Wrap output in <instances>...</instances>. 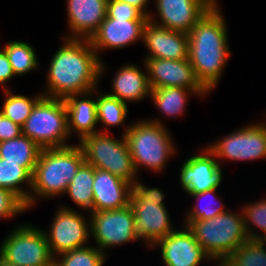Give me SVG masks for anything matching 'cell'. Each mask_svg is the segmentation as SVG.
<instances>
[{
	"instance_id": "4316f807",
	"label": "cell",
	"mask_w": 266,
	"mask_h": 266,
	"mask_svg": "<svg viewBox=\"0 0 266 266\" xmlns=\"http://www.w3.org/2000/svg\"><path fill=\"white\" fill-rule=\"evenodd\" d=\"M25 186H23V185ZM0 188L10 190L26 206L32 188V175L19 163L5 162L0 158Z\"/></svg>"
},
{
	"instance_id": "7402d4cb",
	"label": "cell",
	"mask_w": 266,
	"mask_h": 266,
	"mask_svg": "<svg viewBox=\"0 0 266 266\" xmlns=\"http://www.w3.org/2000/svg\"><path fill=\"white\" fill-rule=\"evenodd\" d=\"M142 66L144 71L131 62L118 68L111 81L112 92L107 94L124 103L138 102L150 97L146 66L144 63Z\"/></svg>"
},
{
	"instance_id": "f546056e",
	"label": "cell",
	"mask_w": 266,
	"mask_h": 266,
	"mask_svg": "<svg viewBox=\"0 0 266 266\" xmlns=\"http://www.w3.org/2000/svg\"><path fill=\"white\" fill-rule=\"evenodd\" d=\"M216 190L211 189L197 194H188L189 197L194 198L196 201L193 207L191 206L186 211L184 220H206L225 213L228 210L225 208L227 205L221 202L222 199L216 194Z\"/></svg>"
},
{
	"instance_id": "ab89813d",
	"label": "cell",
	"mask_w": 266,
	"mask_h": 266,
	"mask_svg": "<svg viewBox=\"0 0 266 266\" xmlns=\"http://www.w3.org/2000/svg\"><path fill=\"white\" fill-rule=\"evenodd\" d=\"M259 240L266 243V233Z\"/></svg>"
},
{
	"instance_id": "4dcf8cb0",
	"label": "cell",
	"mask_w": 266,
	"mask_h": 266,
	"mask_svg": "<svg viewBox=\"0 0 266 266\" xmlns=\"http://www.w3.org/2000/svg\"><path fill=\"white\" fill-rule=\"evenodd\" d=\"M219 266H266V243L248 239Z\"/></svg>"
},
{
	"instance_id": "2e32d148",
	"label": "cell",
	"mask_w": 266,
	"mask_h": 266,
	"mask_svg": "<svg viewBox=\"0 0 266 266\" xmlns=\"http://www.w3.org/2000/svg\"><path fill=\"white\" fill-rule=\"evenodd\" d=\"M166 237L158 240L150 249L160 248L165 266H199L202 262H212L204 249L196 241L191 230L184 224Z\"/></svg>"
},
{
	"instance_id": "d6a6232c",
	"label": "cell",
	"mask_w": 266,
	"mask_h": 266,
	"mask_svg": "<svg viewBox=\"0 0 266 266\" xmlns=\"http://www.w3.org/2000/svg\"><path fill=\"white\" fill-rule=\"evenodd\" d=\"M242 205L241 210L249 239H260L266 233V197ZM255 229L259 231L256 232Z\"/></svg>"
},
{
	"instance_id": "484cf974",
	"label": "cell",
	"mask_w": 266,
	"mask_h": 266,
	"mask_svg": "<svg viewBox=\"0 0 266 266\" xmlns=\"http://www.w3.org/2000/svg\"><path fill=\"white\" fill-rule=\"evenodd\" d=\"M95 167L84 162L77 170L72 181L68 185L65 196H69L72 202L87 213L93 212V181Z\"/></svg>"
},
{
	"instance_id": "603a6c76",
	"label": "cell",
	"mask_w": 266,
	"mask_h": 266,
	"mask_svg": "<svg viewBox=\"0 0 266 266\" xmlns=\"http://www.w3.org/2000/svg\"><path fill=\"white\" fill-rule=\"evenodd\" d=\"M198 96L194 91L182 87H162L150 90V100L161 114V118H149L150 122L166 125L165 118L182 117L188 106L190 96ZM164 116L165 118H163ZM163 118V120H162ZM161 119V120H160ZM165 123V124H164Z\"/></svg>"
},
{
	"instance_id": "ffe728a7",
	"label": "cell",
	"mask_w": 266,
	"mask_h": 266,
	"mask_svg": "<svg viewBox=\"0 0 266 266\" xmlns=\"http://www.w3.org/2000/svg\"><path fill=\"white\" fill-rule=\"evenodd\" d=\"M93 211L116 210L129 205L132 184L112 173L95 168Z\"/></svg>"
},
{
	"instance_id": "d6986e66",
	"label": "cell",
	"mask_w": 266,
	"mask_h": 266,
	"mask_svg": "<svg viewBox=\"0 0 266 266\" xmlns=\"http://www.w3.org/2000/svg\"><path fill=\"white\" fill-rule=\"evenodd\" d=\"M149 52L144 59H188V34L170 29L147 21L143 30V42Z\"/></svg>"
},
{
	"instance_id": "74e56055",
	"label": "cell",
	"mask_w": 266,
	"mask_h": 266,
	"mask_svg": "<svg viewBox=\"0 0 266 266\" xmlns=\"http://www.w3.org/2000/svg\"><path fill=\"white\" fill-rule=\"evenodd\" d=\"M13 77H16V76L12 70L11 64L8 60L5 50L1 47L0 48V87H1V90L10 89L7 86V84H9V81L12 80Z\"/></svg>"
},
{
	"instance_id": "836d02e7",
	"label": "cell",
	"mask_w": 266,
	"mask_h": 266,
	"mask_svg": "<svg viewBox=\"0 0 266 266\" xmlns=\"http://www.w3.org/2000/svg\"><path fill=\"white\" fill-rule=\"evenodd\" d=\"M25 204L10 190L0 188V220L27 212Z\"/></svg>"
},
{
	"instance_id": "44dd1931",
	"label": "cell",
	"mask_w": 266,
	"mask_h": 266,
	"mask_svg": "<svg viewBox=\"0 0 266 266\" xmlns=\"http://www.w3.org/2000/svg\"><path fill=\"white\" fill-rule=\"evenodd\" d=\"M94 97V99H93ZM67 109L68 132L77 140L99 132L97 127L96 89L83 94L70 95L63 99Z\"/></svg>"
},
{
	"instance_id": "52a82bcc",
	"label": "cell",
	"mask_w": 266,
	"mask_h": 266,
	"mask_svg": "<svg viewBox=\"0 0 266 266\" xmlns=\"http://www.w3.org/2000/svg\"><path fill=\"white\" fill-rule=\"evenodd\" d=\"M110 134L96 132L78 141L85 162L133 184L140 176L134 167L126 136L121 134L118 139Z\"/></svg>"
},
{
	"instance_id": "cb8c5ba5",
	"label": "cell",
	"mask_w": 266,
	"mask_h": 266,
	"mask_svg": "<svg viewBox=\"0 0 266 266\" xmlns=\"http://www.w3.org/2000/svg\"><path fill=\"white\" fill-rule=\"evenodd\" d=\"M41 149L34 141L21 134L0 142V158L5 159V162L19 163L33 175Z\"/></svg>"
},
{
	"instance_id": "e575fe53",
	"label": "cell",
	"mask_w": 266,
	"mask_h": 266,
	"mask_svg": "<svg viewBox=\"0 0 266 266\" xmlns=\"http://www.w3.org/2000/svg\"><path fill=\"white\" fill-rule=\"evenodd\" d=\"M107 17L111 19H148L138 8L118 0H108Z\"/></svg>"
},
{
	"instance_id": "ba28073f",
	"label": "cell",
	"mask_w": 266,
	"mask_h": 266,
	"mask_svg": "<svg viewBox=\"0 0 266 266\" xmlns=\"http://www.w3.org/2000/svg\"><path fill=\"white\" fill-rule=\"evenodd\" d=\"M3 266H53L54 257L39 226L19 223L0 243Z\"/></svg>"
},
{
	"instance_id": "277c9868",
	"label": "cell",
	"mask_w": 266,
	"mask_h": 266,
	"mask_svg": "<svg viewBox=\"0 0 266 266\" xmlns=\"http://www.w3.org/2000/svg\"><path fill=\"white\" fill-rule=\"evenodd\" d=\"M216 215L206 220H184L196 241L216 266L224 262L234 250L249 239L243 212L240 210Z\"/></svg>"
},
{
	"instance_id": "9a60e30c",
	"label": "cell",
	"mask_w": 266,
	"mask_h": 266,
	"mask_svg": "<svg viewBox=\"0 0 266 266\" xmlns=\"http://www.w3.org/2000/svg\"><path fill=\"white\" fill-rule=\"evenodd\" d=\"M146 66L150 89L162 87H182L194 91L200 98L210 93L196 77L189 59H143Z\"/></svg>"
},
{
	"instance_id": "d590c367",
	"label": "cell",
	"mask_w": 266,
	"mask_h": 266,
	"mask_svg": "<svg viewBox=\"0 0 266 266\" xmlns=\"http://www.w3.org/2000/svg\"><path fill=\"white\" fill-rule=\"evenodd\" d=\"M139 181V178L132 184V193L139 200L164 201L166 194L159 187L150 188Z\"/></svg>"
},
{
	"instance_id": "1f68e13d",
	"label": "cell",
	"mask_w": 266,
	"mask_h": 266,
	"mask_svg": "<svg viewBox=\"0 0 266 266\" xmlns=\"http://www.w3.org/2000/svg\"><path fill=\"white\" fill-rule=\"evenodd\" d=\"M106 258L96 246L88 245L54 257L53 266H103Z\"/></svg>"
},
{
	"instance_id": "30bf717a",
	"label": "cell",
	"mask_w": 266,
	"mask_h": 266,
	"mask_svg": "<svg viewBox=\"0 0 266 266\" xmlns=\"http://www.w3.org/2000/svg\"><path fill=\"white\" fill-rule=\"evenodd\" d=\"M49 230H44L53 257L73 249L88 246L91 239L90 216L76 209L60 205L55 211Z\"/></svg>"
},
{
	"instance_id": "d4e9b609",
	"label": "cell",
	"mask_w": 266,
	"mask_h": 266,
	"mask_svg": "<svg viewBox=\"0 0 266 266\" xmlns=\"http://www.w3.org/2000/svg\"><path fill=\"white\" fill-rule=\"evenodd\" d=\"M96 106L98 124H103L105 128H100L99 132L110 133L108 127L124 126L122 135H125L130 128L125 125L128 117V103L120 101L118 98L108 95L106 92L101 93L99 88L96 89ZM107 126V127H106Z\"/></svg>"
},
{
	"instance_id": "7a4b0ae2",
	"label": "cell",
	"mask_w": 266,
	"mask_h": 266,
	"mask_svg": "<svg viewBox=\"0 0 266 266\" xmlns=\"http://www.w3.org/2000/svg\"><path fill=\"white\" fill-rule=\"evenodd\" d=\"M227 20L219 0L188 33V59L202 86L211 94L231 58Z\"/></svg>"
},
{
	"instance_id": "6da1fadb",
	"label": "cell",
	"mask_w": 266,
	"mask_h": 266,
	"mask_svg": "<svg viewBox=\"0 0 266 266\" xmlns=\"http://www.w3.org/2000/svg\"><path fill=\"white\" fill-rule=\"evenodd\" d=\"M46 71L44 96L65 99L97 89L107 70L89 39L62 38Z\"/></svg>"
},
{
	"instance_id": "8992f818",
	"label": "cell",
	"mask_w": 266,
	"mask_h": 266,
	"mask_svg": "<svg viewBox=\"0 0 266 266\" xmlns=\"http://www.w3.org/2000/svg\"><path fill=\"white\" fill-rule=\"evenodd\" d=\"M21 128L22 134L42 149L73 145L69 141L71 137L68 132L67 109L63 99L43 95L36 102Z\"/></svg>"
},
{
	"instance_id": "7c38bea8",
	"label": "cell",
	"mask_w": 266,
	"mask_h": 266,
	"mask_svg": "<svg viewBox=\"0 0 266 266\" xmlns=\"http://www.w3.org/2000/svg\"><path fill=\"white\" fill-rule=\"evenodd\" d=\"M179 174L181 189L186 194L218 189L224 180L222 165L207 147L199 150L197 154L186 157Z\"/></svg>"
},
{
	"instance_id": "83f0119b",
	"label": "cell",
	"mask_w": 266,
	"mask_h": 266,
	"mask_svg": "<svg viewBox=\"0 0 266 266\" xmlns=\"http://www.w3.org/2000/svg\"><path fill=\"white\" fill-rule=\"evenodd\" d=\"M2 48L16 77L27 75L40 67L36 49L28 42L12 40L6 42Z\"/></svg>"
},
{
	"instance_id": "ac0fdd59",
	"label": "cell",
	"mask_w": 266,
	"mask_h": 266,
	"mask_svg": "<svg viewBox=\"0 0 266 266\" xmlns=\"http://www.w3.org/2000/svg\"><path fill=\"white\" fill-rule=\"evenodd\" d=\"M108 0H66L67 35L62 38L90 39L107 16Z\"/></svg>"
},
{
	"instance_id": "5b68a950",
	"label": "cell",
	"mask_w": 266,
	"mask_h": 266,
	"mask_svg": "<svg viewBox=\"0 0 266 266\" xmlns=\"http://www.w3.org/2000/svg\"><path fill=\"white\" fill-rule=\"evenodd\" d=\"M167 127L147 119H139L130 124L125 136L137 175H140L138 173L143 168L162 173L168 161L177 155V144L175 145Z\"/></svg>"
},
{
	"instance_id": "5bb4252c",
	"label": "cell",
	"mask_w": 266,
	"mask_h": 266,
	"mask_svg": "<svg viewBox=\"0 0 266 266\" xmlns=\"http://www.w3.org/2000/svg\"><path fill=\"white\" fill-rule=\"evenodd\" d=\"M218 0H155V11L148 16L153 24L188 34ZM158 17L157 19H155ZM159 19V21H158Z\"/></svg>"
},
{
	"instance_id": "8d00e7d4",
	"label": "cell",
	"mask_w": 266,
	"mask_h": 266,
	"mask_svg": "<svg viewBox=\"0 0 266 266\" xmlns=\"http://www.w3.org/2000/svg\"><path fill=\"white\" fill-rule=\"evenodd\" d=\"M21 134V126L17 125L0 112V142L19 137Z\"/></svg>"
},
{
	"instance_id": "3957f363",
	"label": "cell",
	"mask_w": 266,
	"mask_h": 266,
	"mask_svg": "<svg viewBox=\"0 0 266 266\" xmlns=\"http://www.w3.org/2000/svg\"><path fill=\"white\" fill-rule=\"evenodd\" d=\"M85 162L81 147L43 148L32 175L28 210L43 199L64 195L77 170ZM38 200V201H37Z\"/></svg>"
},
{
	"instance_id": "f1b7e54d",
	"label": "cell",
	"mask_w": 266,
	"mask_h": 266,
	"mask_svg": "<svg viewBox=\"0 0 266 266\" xmlns=\"http://www.w3.org/2000/svg\"><path fill=\"white\" fill-rule=\"evenodd\" d=\"M2 91L4 102L0 112L21 127L31 114L36 102L43 96L42 92L35 94L33 97H28V95L16 94L12 89Z\"/></svg>"
},
{
	"instance_id": "f35d334b",
	"label": "cell",
	"mask_w": 266,
	"mask_h": 266,
	"mask_svg": "<svg viewBox=\"0 0 266 266\" xmlns=\"http://www.w3.org/2000/svg\"><path fill=\"white\" fill-rule=\"evenodd\" d=\"M118 1L126 2V3H128L130 5L138 8L147 17L152 12L151 9L147 8V5L149 4L150 0H118Z\"/></svg>"
},
{
	"instance_id": "e0dca14e",
	"label": "cell",
	"mask_w": 266,
	"mask_h": 266,
	"mask_svg": "<svg viewBox=\"0 0 266 266\" xmlns=\"http://www.w3.org/2000/svg\"><path fill=\"white\" fill-rule=\"evenodd\" d=\"M149 19H111L107 16L89 39L92 48L102 61L101 52L119 50L143 42L144 26ZM100 53V54H99Z\"/></svg>"
},
{
	"instance_id": "4fadbf2b",
	"label": "cell",
	"mask_w": 266,
	"mask_h": 266,
	"mask_svg": "<svg viewBox=\"0 0 266 266\" xmlns=\"http://www.w3.org/2000/svg\"><path fill=\"white\" fill-rule=\"evenodd\" d=\"M129 205L134 213V232L149 248L176 229L164 201L139 200L131 192Z\"/></svg>"
},
{
	"instance_id": "8fae6325",
	"label": "cell",
	"mask_w": 266,
	"mask_h": 266,
	"mask_svg": "<svg viewBox=\"0 0 266 266\" xmlns=\"http://www.w3.org/2000/svg\"><path fill=\"white\" fill-rule=\"evenodd\" d=\"M90 216L91 239L106 256L108 249L137 242L134 232V213L130 205L116 210L93 211Z\"/></svg>"
},
{
	"instance_id": "9c48e42d",
	"label": "cell",
	"mask_w": 266,
	"mask_h": 266,
	"mask_svg": "<svg viewBox=\"0 0 266 266\" xmlns=\"http://www.w3.org/2000/svg\"><path fill=\"white\" fill-rule=\"evenodd\" d=\"M221 161L247 162L266 160V121L252 122L223 135L206 146ZM220 160V161H219Z\"/></svg>"
}]
</instances>
